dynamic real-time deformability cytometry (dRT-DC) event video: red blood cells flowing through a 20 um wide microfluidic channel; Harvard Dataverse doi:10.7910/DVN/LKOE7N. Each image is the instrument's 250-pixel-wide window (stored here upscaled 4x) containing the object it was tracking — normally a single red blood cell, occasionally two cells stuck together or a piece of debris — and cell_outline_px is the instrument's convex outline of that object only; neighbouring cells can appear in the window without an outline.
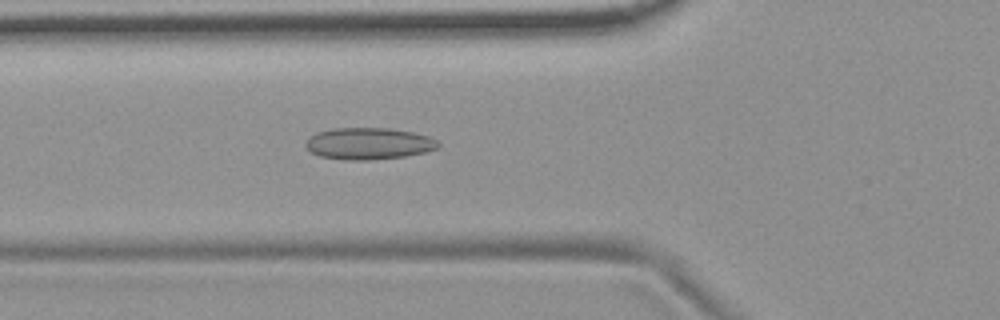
{"species": "common noctule bat (a hibernating species)", "species_latin": "Nyctalus noctula", "temperature_condition": "room temperature", "stored_images_in_passage": 42, "camera_frame_rate_fps": 3000, "um_per_image_px": 0.085, "animal": {"sex": "female", "body_mass_g": 19.9}, "frame": {"image": 1, "passage_image": 7, "time_ms": 2.0, "image_size_px": [1000, 320], "cell_outline_px": [[440, 144], [436, 148], [424, 152], [404, 156], [368, 160], [352, 160], [320, 156], [312, 152], [304, 144], [312, 136], [320, 132], [332, 128], [388, 128], [412, 132], [428, 136], [436, 140]], "centroid_in_image_um": [31.35, 12.2], "position_along_channel_um": 94.4, "area_um2": 24.04}}
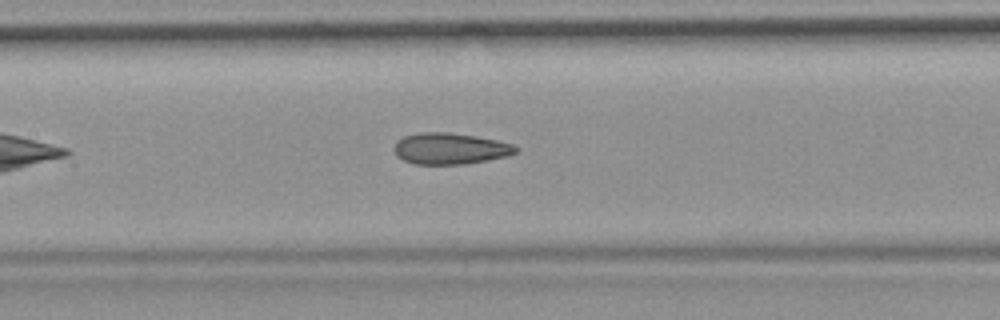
{"frame": {"image": 2, "passage_image": 13, "time_ms": 4.0, "image_size_px": [1000, 320], "cell_outline_px": [[520, 148], [516, 152], [508, 156], [488, 160], [464, 164], [412, 164], [396, 156], [392, 148], [396, 140], [404, 136], [420, 132], [448, 132], [476, 136], [496, 140], [512, 144]], "centroid_in_image_um": [38.23, 12.63], "position_along_channel_um": 169.2, "area_um2": 22.43}}
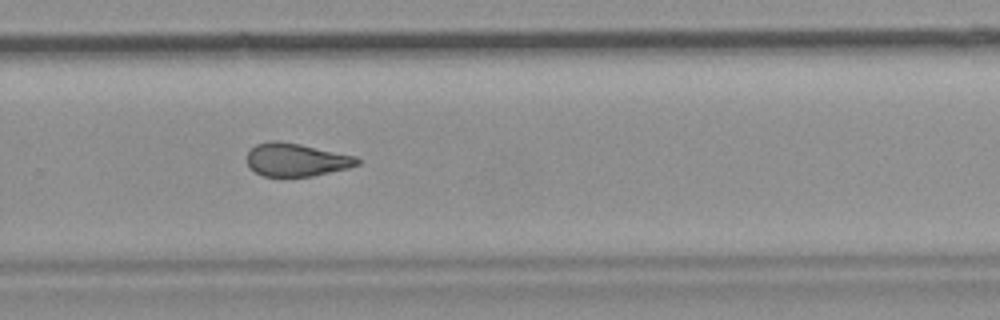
{"frame": {"image": 3, "passage_image": 24, "time_ms": 7.667, "image_size_px": [1000, 320], "cell_outline_px": [[360, 164], [348, 168], [312, 176], [264, 176], [256, 172], [248, 164], [248, 152], [256, 144], [272, 140], [300, 144], [356, 156], [360, 160]], "centroid_in_image_um": [25.21, 13.58], "position_along_channel_um": 304.6, "area_um2": 20.98}, "authors_computed_cell_mechanics": {"area_um2": 22.2819, "velocity_mm_per_s": 3.7083, "shape_relaxation_time_tau1_ms": null, "shape_relaxation_time_tau2_ms": 2.8243, "deformation_change_tau1": null, "deformation_change_tau2": 0.1064}}